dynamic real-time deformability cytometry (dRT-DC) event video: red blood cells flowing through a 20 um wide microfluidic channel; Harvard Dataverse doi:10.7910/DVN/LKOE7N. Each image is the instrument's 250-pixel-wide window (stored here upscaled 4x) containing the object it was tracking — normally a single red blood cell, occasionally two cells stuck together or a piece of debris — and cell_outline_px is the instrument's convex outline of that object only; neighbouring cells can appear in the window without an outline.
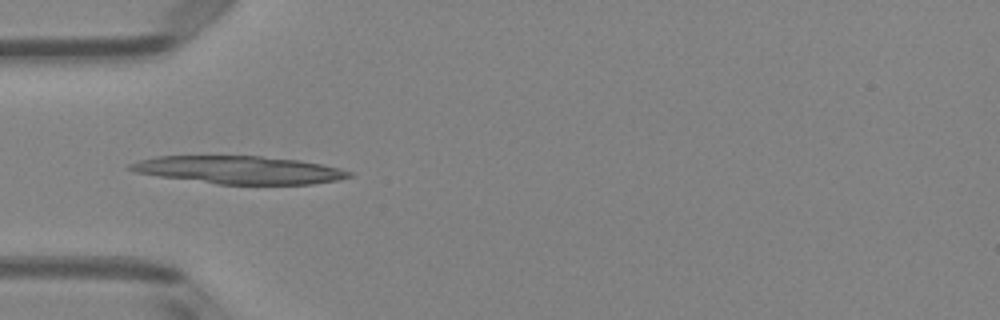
{"species": "Egyptian fruit bat (a non-hibernating species)", "species_latin": "Rousettus aegyptiacus", "temperature_condition": "room temperature", "stored_images_in_passage": 35, "camera_frame_rate_fps": 3000, "um_per_image_px": 0.085, "animal": {"sex": "female"}, "frame": {"image": 1, "passage_image": 1, "time_ms": 0.0, "image_size_px": [1000, 320], "cell_outline_px": [[352, 176], [336, 180], [312, 184], [216, 184], [160, 176], [136, 172], [128, 168], [128, 164], [140, 160], [156, 156], [260, 156], [300, 160], [340, 168], [352, 172]], "centroid_in_image_um": [20.34, 14.44], "position_along_channel_um": 64.7, "area_um2": 35.26}}
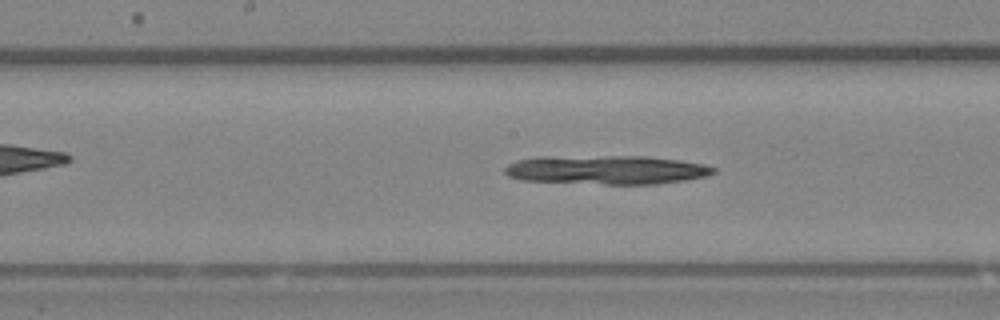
{"frame": {"image": 2, "passage_image": 11, "time_ms": 3.333, "image_size_px": [1000, 320], "cell_outline_px": [[716, 172], [708, 176], [684, 180], [656, 184], [604, 184], [520, 180], [508, 176], [504, 172], [504, 168], [508, 164], [520, 160], [536, 156], [648, 156], [680, 160], [704, 164], [716, 168]], "centroid_in_image_um": [51.56, 14.43], "position_along_channel_um": 196.6, "area_um2": 35.43}}
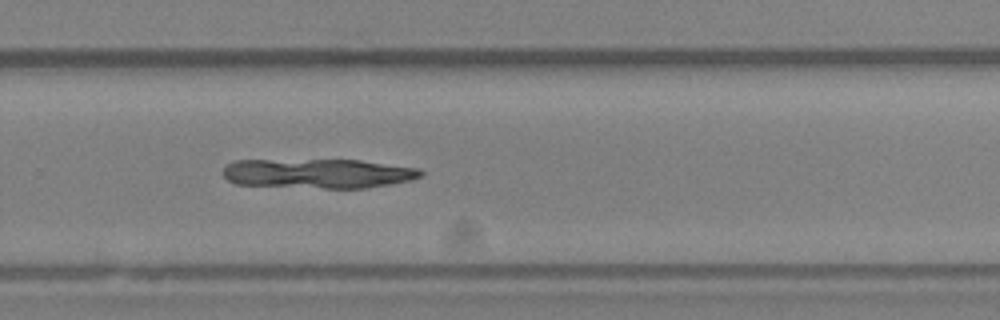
{"frame": {"image": 3, "passage_image": 19, "time_ms": 6.0, "image_size_px": [1000, 320], "cell_outline_px": [[424, 176], [412, 180], [368, 188], [324, 188], [236, 184], [228, 180], [224, 176], [224, 168], [228, 164], [236, 160], [360, 160], [420, 168], [424, 172]], "centroid_in_image_um": [27.11, 14.74], "position_along_channel_um": 302.7, "area_um2": 34.1}}